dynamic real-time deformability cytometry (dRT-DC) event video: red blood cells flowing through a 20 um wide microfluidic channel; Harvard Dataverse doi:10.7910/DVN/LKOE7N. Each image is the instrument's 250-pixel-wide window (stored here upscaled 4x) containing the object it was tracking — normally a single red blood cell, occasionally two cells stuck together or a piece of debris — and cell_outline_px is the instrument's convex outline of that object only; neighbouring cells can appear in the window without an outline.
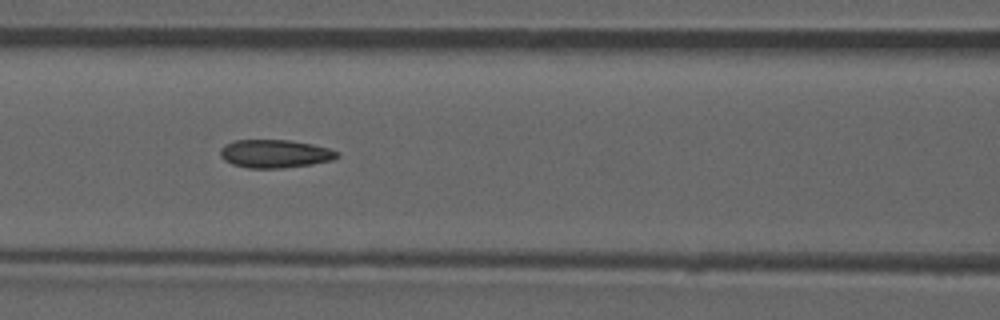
{"species": "common noctule bat (a hibernating species)", "species_latin": "Nyctalus noctula", "temperature_condition": "room temperature", "stored_images_in_passage": 53, "camera_frame_rate_fps": 3000, "um_per_image_px": 0.085, "animal": {"sex": "male", "forearm_length_mm": 52.5}, "frame": {"image": 1, "passage_image": 23, "time_ms": 7.333, "image_size_px": [1000, 320], "cell_outline_px": [[340, 156], [332, 160], [312, 164], [280, 168], [248, 168], [232, 164], [224, 160], [220, 156], [220, 148], [224, 144], [236, 140], [288, 140], [312, 144], [328, 148], [340, 152]], "centroid_in_image_um": [23.36, 13.06], "position_along_channel_um": 143.2, "area_um2": 19.25}, "authors_computed_cell_mechanics": {"area_um2": 19.074, "velocity_mm_per_s": 3.8621, "shape_relaxation_time_tau1_ms": null, "shape_relaxation_time_tau2_ms": 2.6067, "deformation_change_tau1": null, "deformation_change_tau2": 0.0942}}